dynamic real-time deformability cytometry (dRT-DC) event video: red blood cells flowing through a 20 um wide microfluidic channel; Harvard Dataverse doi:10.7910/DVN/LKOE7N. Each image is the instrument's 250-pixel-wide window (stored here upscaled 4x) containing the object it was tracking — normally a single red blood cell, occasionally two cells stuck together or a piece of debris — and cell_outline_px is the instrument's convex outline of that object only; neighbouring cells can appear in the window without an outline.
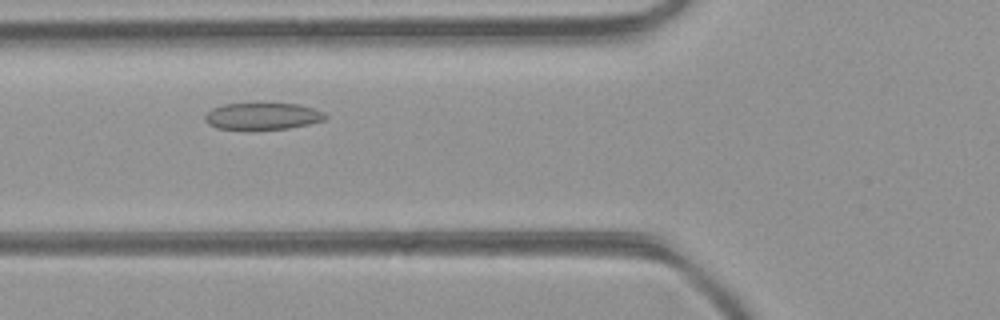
{"species": "common noctule bat (a hibernating species)", "species_latin": "Nyctalus noctula", "temperature_condition": "room temperature", "stored_images_in_passage": 38, "camera_frame_rate_fps": 3000, "um_per_image_px": 0.085, "animal": {"sex": "female", "body_mass_g": 21.9}, "frame": {"image": 1, "passage_image": 10, "time_ms": 3.0, "image_size_px": [1000, 320], "cell_outline_px": [[328, 116], [324, 120], [308, 124], [288, 128], [216, 128], [208, 124], [204, 120], [204, 116], [212, 108], [224, 104], [300, 104], [324, 112]], "centroid_in_image_um": [22.32, 9.86], "position_along_channel_um": 103.5, "area_um2": 18.32}}
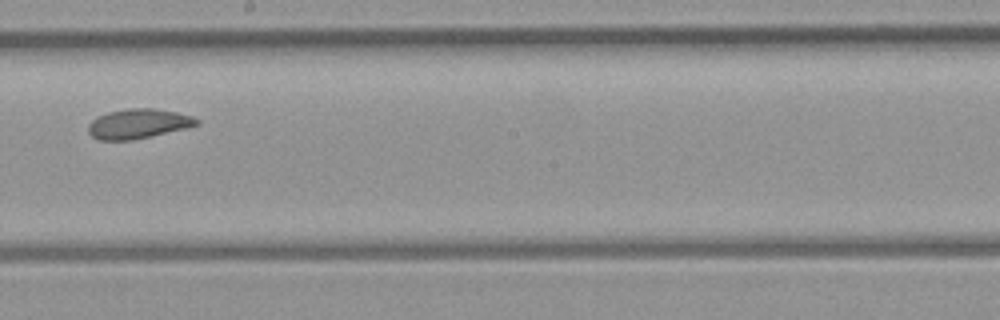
{"frame": {"image": 2, "passage_image": 19, "time_ms": 6.0, "image_size_px": [1000, 320], "cell_outline_px": [[200, 124], [188, 128], [132, 140], [96, 140], [88, 132], [88, 124], [96, 116], [108, 112], [128, 108], [152, 108], [176, 112], [192, 116], [200, 120]], "centroid_in_image_um": [11.75, 10.52], "position_along_channel_um": 236.5, "area_um2": 18.9}}
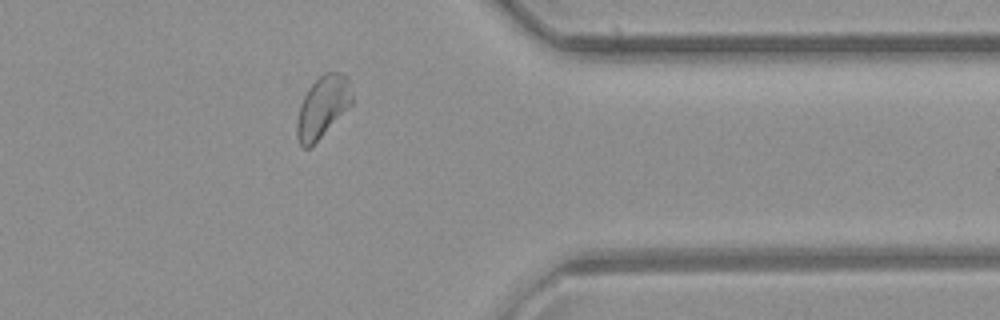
{"frame": {"image": 3, "passage_image": 30, "time_ms": 9.667, "image_size_px": [1000, 320], "cell_outline_px": [[352, 104], [308, 148], [304, 148], [300, 144], [296, 136], [296, 124], [300, 104], [308, 88], [324, 72], [340, 72], [348, 76], [352, 92]], "centroid_in_image_um": [27.42, 9.03], "position_along_channel_um": 384.0, "area_um2": 19.48}}